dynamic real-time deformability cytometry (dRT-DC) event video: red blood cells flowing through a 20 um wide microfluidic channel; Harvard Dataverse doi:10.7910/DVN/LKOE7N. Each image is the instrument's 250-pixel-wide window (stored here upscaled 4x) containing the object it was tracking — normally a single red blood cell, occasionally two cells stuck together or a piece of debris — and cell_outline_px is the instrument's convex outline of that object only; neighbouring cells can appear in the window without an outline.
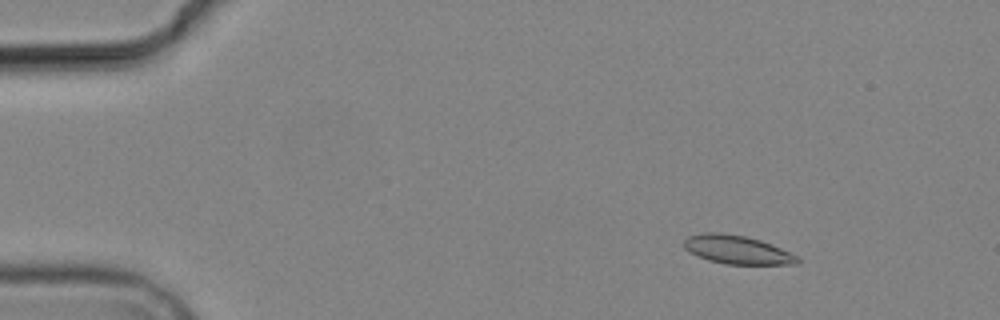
{"species": "common noctule bat (a hibernating species)", "species_latin": "Nyctalus noctula", "temperature_condition": "cold", "stored_images_in_passage": 9, "camera_frame_rate_fps": 3000, "um_per_image_px": 0.085, "animal": {"sex": "male", "body_mass_g": 19.2, "forearm_length_mm": 51.8}, "frame": {"image": 1, "passage_image": 2, "time_ms": 2.333, "image_size_px": [1000, 320], "cell_outline_px": [[800, 264], [724, 264], [708, 260], [688, 252], [684, 248], [684, 240], [688, 236], [704, 232], [720, 232], [744, 236], [760, 240], [800, 256]], "centroid_in_image_um": [62.65, 21.23], "position_along_channel_um": 22.3, "area_um2": 18.96}}
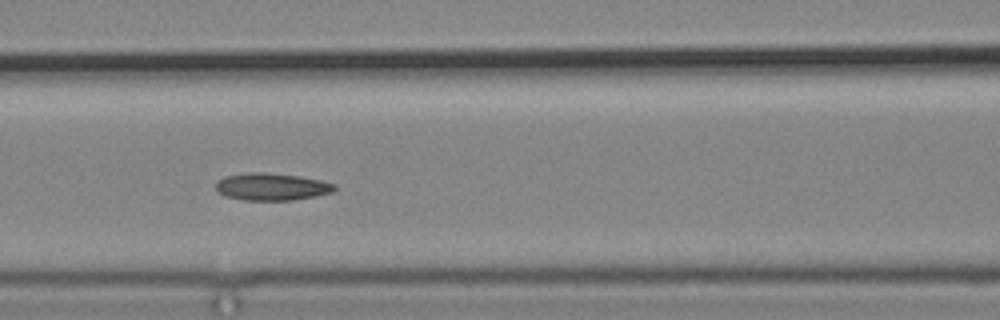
{"frame": {"image": 2, "passage_image": 7, "time_ms": 8.0, "image_size_px": [1000, 320], "cell_outline_px": [[336, 188], [332, 192], [316, 196], [292, 200], [244, 200], [224, 196], [216, 192], [216, 180], [224, 176], [248, 172], [264, 172], [300, 176], [320, 180], [336, 184]], "centroid_in_image_um": [23.05, 15.87], "position_along_channel_um": 143.5, "area_um2": 19.07}}
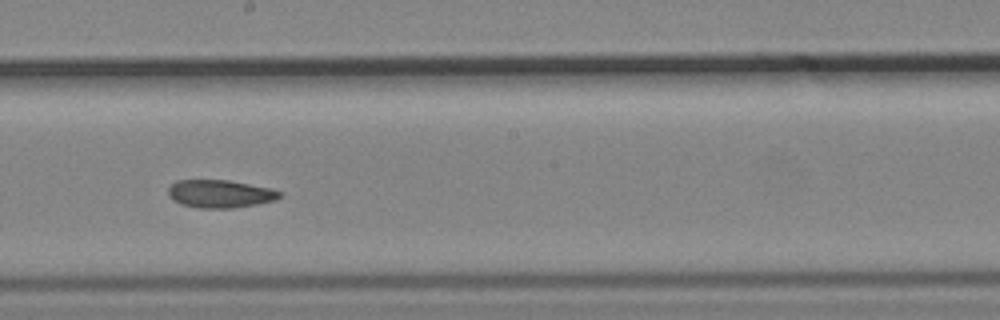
{"frame": {"image": 3, "passage_image": 9, "time_ms": 10.333, "image_size_px": [1000, 320], "cell_outline_px": [[280, 196], [276, 200], [256, 204], [232, 208], [200, 208], [180, 204], [172, 200], [168, 196], [168, 188], [176, 180], [228, 180], [268, 188], [280, 192]], "centroid_in_image_um": [18.64, 16.48], "position_along_channel_um": 229.6, "area_um2": 17.98}}